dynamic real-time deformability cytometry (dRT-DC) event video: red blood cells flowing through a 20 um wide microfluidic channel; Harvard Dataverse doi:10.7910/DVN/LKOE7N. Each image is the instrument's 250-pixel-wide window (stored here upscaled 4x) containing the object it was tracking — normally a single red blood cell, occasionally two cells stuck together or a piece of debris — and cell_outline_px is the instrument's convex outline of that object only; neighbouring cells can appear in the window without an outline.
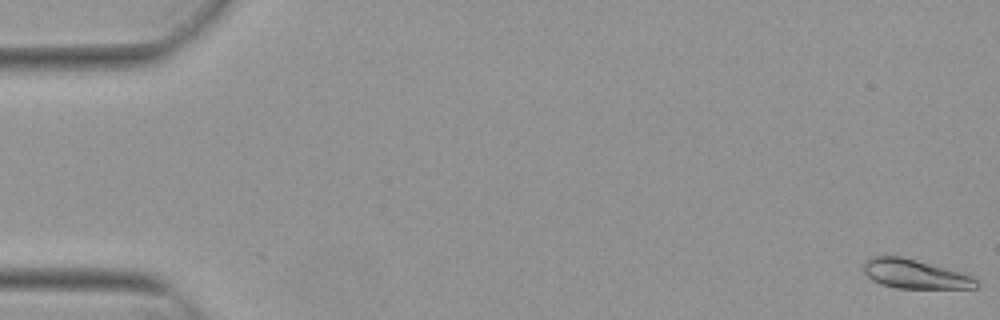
{"species": "Egyptian fruit bat (a non-hibernating species)", "species_latin": "Rousettus aegyptiacus", "temperature_condition": "warm", "stored_images_in_passage": 54, "camera_frame_rate_fps": 3000, "um_per_image_px": 0.085, "animal": {"sex": "female"}, "frame": {"image": 1, "passage_image": 1, "time_ms": 0.0, "image_size_px": [1000, 320], "cell_outline_px": [[980, 284], [976, 288], [896, 288], [880, 284], [872, 280], [864, 272], [860, 264], [864, 260], [872, 256], [900, 256], [964, 272], [972, 276]], "centroid_in_image_um": [77.74, 23.28], "position_along_channel_um": 7.3, "area_um2": 19.42}}
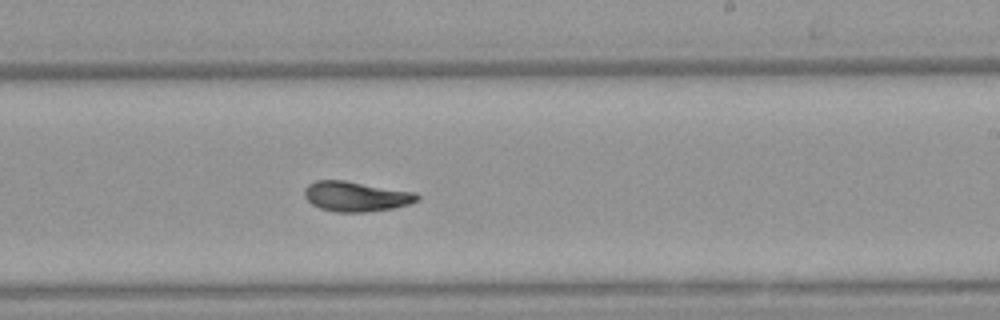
{"frame": {"image": 2, "passage_image": 33, "time_ms": 10.667, "image_size_px": [1000, 320], "cell_outline_px": [[420, 200], [408, 204], [392, 208], [364, 212], [336, 212], [320, 208], [312, 204], [304, 196], [304, 188], [308, 184], [316, 180], [344, 180], [416, 192], [420, 196]], "centroid_in_image_um": [30.26, 16.69], "position_along_channel_um": 258.7, "area_um2": 19.77}}
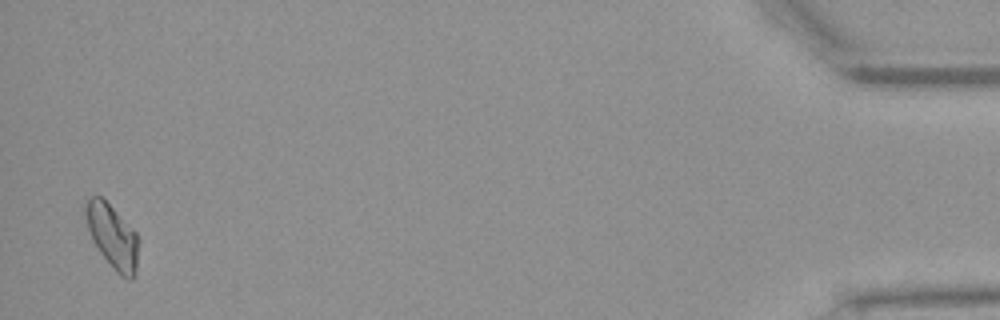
{"frame": {"image": 3, "passage_image": 53, "time_ms": 17.333, "image_size_px": [1000, 320], "cell_outline_px": [[140, 240], [136, 276], [132, 280], [128, 280], [120, 276], [116, 272], [100, 252], [92, 240], [84, 216], [84, 204], [88, 196], [100, 196], [136, 232]], "centroid_in_image_um": [9.57, 20.13], "position_along_channel_um": 425.6, "area_um2": 20.0}, "authors_computed_cell_mechanics": {"area_um2": 19.3919, "velocity_mm_per_s": 3.8203, "shape_relaxation_time_tau1_ms": 10.5462, "shape_relaxation_time_tau2_ms": 5.8701, "deformation_change_tau1": 0.227, "deformation_change_tau2": 0.0789}}